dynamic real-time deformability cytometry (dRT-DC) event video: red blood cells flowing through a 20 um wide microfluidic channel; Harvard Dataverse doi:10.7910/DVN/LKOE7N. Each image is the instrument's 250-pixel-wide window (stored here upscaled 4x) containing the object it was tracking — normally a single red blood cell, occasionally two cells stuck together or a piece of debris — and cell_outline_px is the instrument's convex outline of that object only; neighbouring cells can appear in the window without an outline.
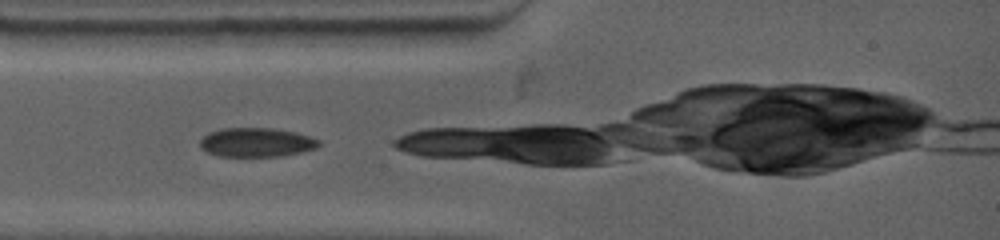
{"species": "common noctule bat (a hibernating species)", "species_latin": "Nyctalus noctula", "temperature_condition": "warm", "stored_images_in_passage": 17, "camera_frame_rate_fps": 4500, "um_per_image_px": 0.085, "animal": {"sex": "female", "body_mass_g": 19.0, "forearm_length_mm": 53.3}, "frame": {"image": 1, "passage_image": 1, "time_ms": 0.0, "image_size_px": [1000, 240], "cell_outline_px": [[320, 144], [316, 148], [300, 152], [280, 156], [220, 156], [208, 152], [200, 148], [200, 140], [208, 132], [220, 128], [272, 128], [296, 132], [320, 140]], "centroid_in_image_um": [21.77, 12.09], "position_along_channel_um": 63.2, "area_um2": 20.11}}
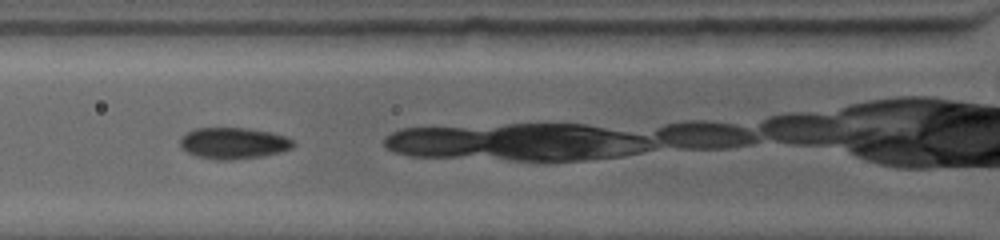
{"frame": {"image": 2, "passage_image": 3, "time_ms": 1.111, "image_size_px": [1000, 240], "cell_outline_px": [[296, 144], [292, 148], [280, 152], [264, 156], [232, 160], [216, 160], [196, 156], [180, 148], [180, 136], [184, 132], [196, 128], [248, 128], [272, 132], [284, 136], [292, 140]], "centroid_in_image_um": [19.82, 12.17], "position_along_channel_um": 106.0, "area_um2": 20.98}}
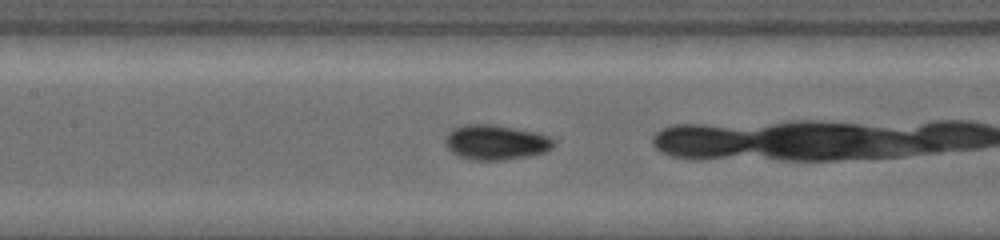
{"frame": {"image": 3, "passage_image": 6, "time_ms": 2.667, "image_size_px": [1000, 240], "cell_outline_px": [[556, 144], [548, 152], [528, 156], [504, 160], [468, 160], [452, 152], [444, 144], [444, 140], [448, 132], [452, 128], [464, 124], [492, 124], [532, 132], [548, 136], [556, 140]], "centroid_in_image_um": [42.13, 12.1], "position_along_channel_um": 165.3, "area_um2": 22.25}}